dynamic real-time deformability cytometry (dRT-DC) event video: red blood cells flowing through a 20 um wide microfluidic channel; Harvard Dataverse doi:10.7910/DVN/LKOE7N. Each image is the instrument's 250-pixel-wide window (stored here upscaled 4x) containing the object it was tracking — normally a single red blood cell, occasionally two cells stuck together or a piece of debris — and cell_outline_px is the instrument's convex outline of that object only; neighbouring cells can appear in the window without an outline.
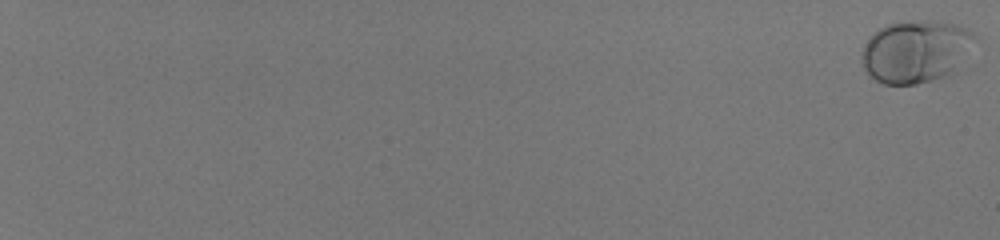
{"species": "human", "species_latin": "Homo sapiens", "temperature_condition": "room temperature", "stored_images_in_passage": 58, "camera_frame_rate_fps": 3000, "um_per_image_px": 0.085, "donor": {"sex": "male"}, "frame": {"image": 1, "passage_image": 1, "time_ms": 0.0, "image_size_px": [1000, 240], "cell_outline_px": [[980, 40], [952, 72], [948, 76], [916, 84], [884, 84], [876, 80], [864, 68], [860, 60], [860, 56], [868, 40], [880, 28], [888, 24], [924, 20], [928, 20], [952, 24], [968, 28], [980, 36]], "centroid_in_image_um": [77.91, 4.37], "position_along_channel_um": 7.1, "area_um2": 41.27}}
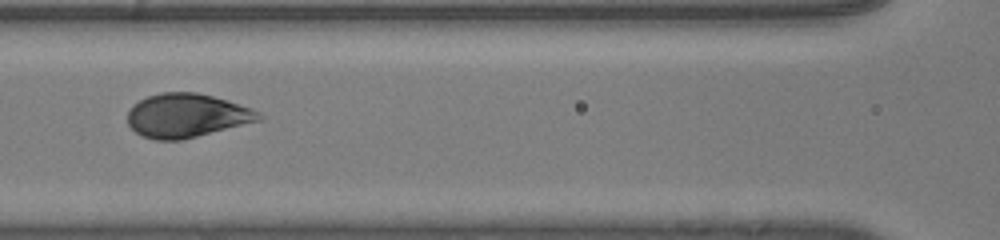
{"frame": {"image": 2, "passage_image": 34, "time_ms": 11.0, "image_size_px": [1000, 240], "cell_outline_px": [[264, 116], [260, 120], [180, 140], [156, 140], [140, 136], [128, 124], [128, 112], [132, 104], [148, 96], [160, 92], [196, 92], [212, 96], [252, 108], [260, 112]], "centroid_in_image_um": [15.84, 9.81], "position_along_channel_um": 150.8, "area_um2": 33.29}}
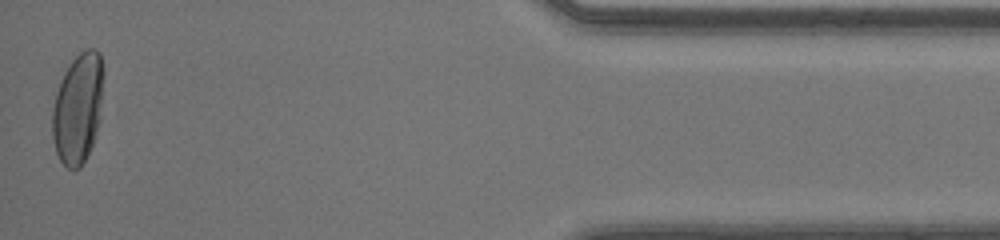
{"frame": {"image": 3, "passage_image": 58, "time_ms": 19.0, "image_size_px": [1000, 240], "cell_outline_px": [[104, 76], [100, 120], [92, 144], [80, 168], [72, 172], [60, 160], [56, 152], [52, 136], [52, 108], [56, 92], [64, 72], [72, 60], [80, 52], [88, 48], [96, 48], [100, 52], [104, 72]], "centroid_in_image_um": [6.63, 9.18], "position_along_channel_um": 428.6, "area_um2": 33.29}, "authors_computed_cell_mechanics": {"area_um2": 34.4199, "velocity_mm_per_s": 4.0942, "shape_relaxation_time_tau1_ms": 4.0924, "shape_relaxation_time_tau2_ms": null, "deformation_change_tau1": 0.2018, "deformation_change_tau2": null}}